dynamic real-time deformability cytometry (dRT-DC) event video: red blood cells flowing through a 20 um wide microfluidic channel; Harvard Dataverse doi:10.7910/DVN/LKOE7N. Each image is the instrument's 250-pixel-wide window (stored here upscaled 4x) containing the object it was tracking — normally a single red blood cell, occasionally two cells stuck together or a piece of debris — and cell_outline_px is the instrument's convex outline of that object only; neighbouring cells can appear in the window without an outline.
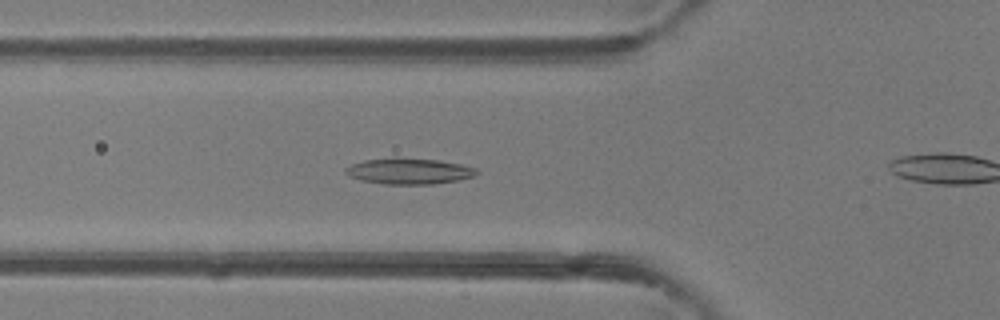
{"species": "common noctule bat (a hibernating species)", "species_latin": "Nyctalus noctula", "temperature_condition": "room temperature", "stored_images_in_passage": 42, "camera_frame_rate_fps": 3000, "um_per_image_px": 0.085, "animal": {"sex": "female"}, "frame": {"image": 1, "passage_image": 10, "time_ms": 3.0, "image_size_px": [1000, 320], "cell_outline_px": [[480, 172], [472, 176], [460, 180], [432, 184], [384, 184], [360, 180], [344, 172], [344, 168], [352, 164], [364, 160], [436, 160], [460, 164], [476, 168]], "centroid_in_image_um": [34.8, 14.59], "position_along_channel_um": 91.0, "area_um2": 18.96}}
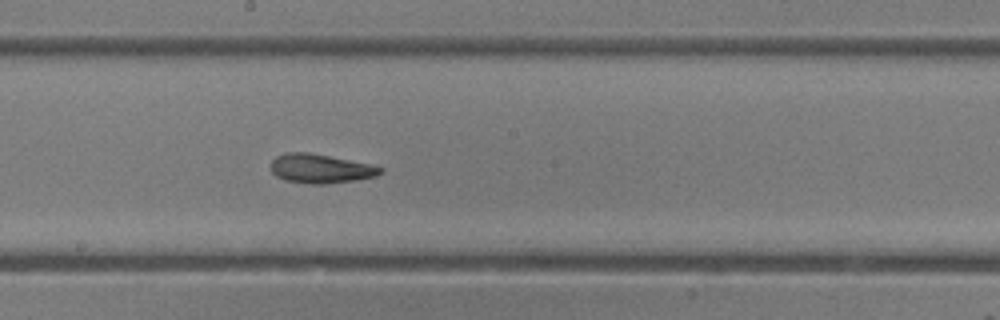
{"frame": {"image": 2, "passage_image": 19, "time_ms": 6.0, "image_size_px": [1000, 320], "cell_outline_px": [[384, 172], [376, 176], [356, 180], [324, 184], [312, 184], [284, 180], [276, 176], [272, 172], [272, 160], [276, 156], [284, 152], [308, 152], [372, 164], [384, 168]], "centroid_in_image_um": [27.27, 14.33], "position_along_channel_um": 220.9, "area_um2": 18.67}}
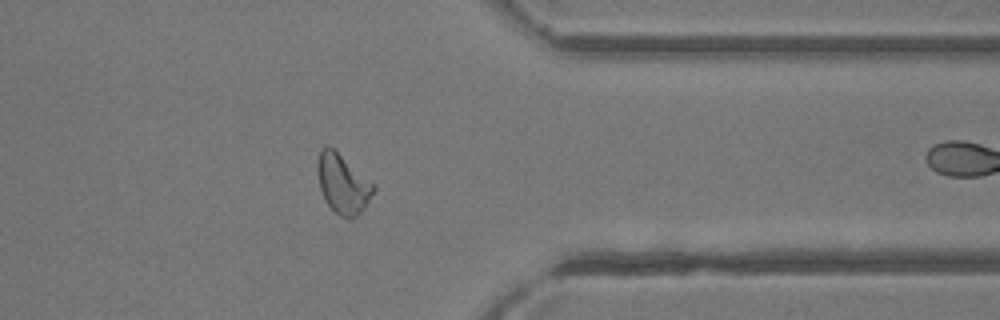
{"frame": {"image": 3, "passage_image": 31, "time_ms": 10.0, "image_size_px": [1000, 320], "cell_outline_px": [[376, 188], [364, 208], [352, 220], [348, 220], [340, 216], [328, 204], [320, 188], [316, 168], [316, 160], [320, 152], [328, 144], [376, 184]], "centroid_in_image_um": [29.15, 15.62], "position_along_channel_um": 382.3, "area_um2": 19.42}, "authors_computed_cell_mechanics": {"area_um2": 19.363, "velocity_mm_per_s": 4.3115, "shape_relaxation_time_tau1_ms": 5.9042, "shape_relaxation_time_tau2_ms": 2.6941, "deformation_change_tau1": 0.1635, "deformation_change_tau2": 0.1115}}